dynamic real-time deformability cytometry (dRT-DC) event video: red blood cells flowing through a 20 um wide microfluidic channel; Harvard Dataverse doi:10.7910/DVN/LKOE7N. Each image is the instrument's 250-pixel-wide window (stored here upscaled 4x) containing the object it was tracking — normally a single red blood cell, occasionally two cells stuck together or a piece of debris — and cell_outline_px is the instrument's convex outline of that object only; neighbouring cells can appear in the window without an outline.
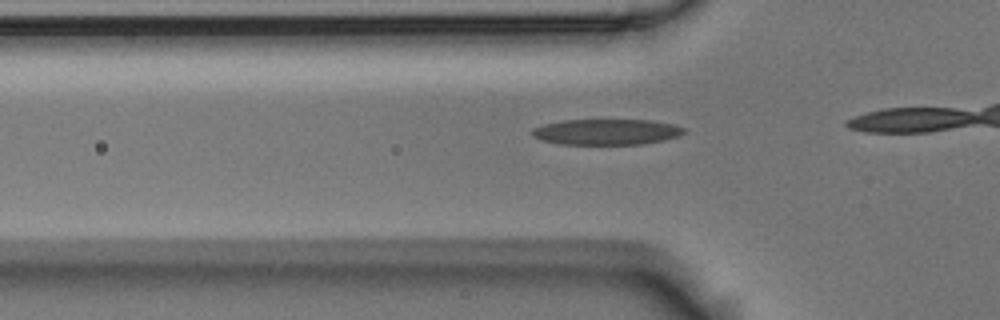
{"species": "Egyptian fruit bat (a non-hibernating species)", "species_latin": "Rousettus aegyptiacus", "temperature_condition": "room temperature", "stored_images_in_passage": 7, "camera_frame_rate_fps": 3000, "um_per_image_px": 0.085, "animal": {"sex": "male"}, "frame": {"image": 1, "passage_image": 2, "time_ms": 0.333, "image_size_px": [1000, 320], "cell_outline_px": [[688, 132], [680, 136], [664, 140], [640, 144], [560, 144], [540, 140], [532, 136], [532, 128], [544, 124], [564, 120], [652, 120], [676, 124], [684, 128]], "centroid_in_image_um": [51.59, 11.21], "position_along_channel_um": 74.2, "area_um2": 23.0}}
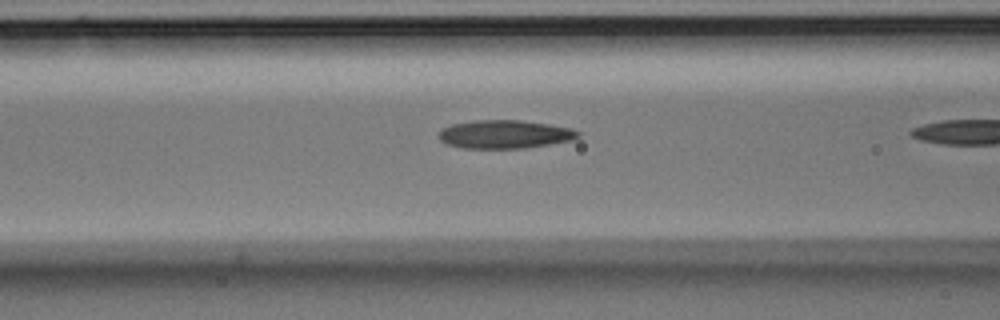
{"frame": {"image": 2, "passage_image": 6, "time_ms": 1.667, "image_size_px": [1000, 320], "cell_outline_px": [[580, 136], [572, 140], [524, 148], [464, 148], [444, 144], [440, 140], [440, 132], [444, 128], [452, 124], [476, 120], [520, 120], [548, 124], [572, 128], [580, 132]], "centroid_in_image_um": [42.91, 11.41], "position_along_channel_um": 123.7, "area_um2": 22.89}}